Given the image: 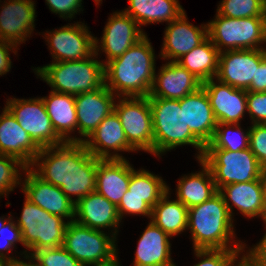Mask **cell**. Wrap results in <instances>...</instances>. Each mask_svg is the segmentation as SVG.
I'll return each mask as SVG.
<instances>
[{"label":"cell","instance_id":"cell-1","mask_svg":"<svg viewBox=\"0 0 266 266\" xmlns=\"http://www.w3.org/2000/svg\"><path fill=\"white\" fill-rule=\"evenodd\" d=\"M100 160L83 142H64L59 146L41 148L30 168L43 181L60 187L69 199L76 202L96 191ZM34 166L38 167L37 170ZM71 195L77 198L73 199Z\"/></svg>","mask_w":266,"mask_h":266},{"label":"cell","instance_id":"cell-2","mask_svg":"<svg viewBox=\"0 0 266 266\" xmlns=\"http://www.w3.org/2000/svg\"><path fill=\"white\" fill-rule=\"evenodd\" d=\"M155 73L154 50L145 35L124 54L105 63V86L116 98L149 96Z\"/></svg>","mask_w":266,"mask_h":266},{"label":"cell","instance_id":"cell-3","mask_svg":"<svg viewBox=\"0 0 266 266\" xmlns=\"http://www.w3.org/2000/svg\"><path fill=\"white\" fill-rule=\"evenodd\" d=\"M232 218L219 192L202 204L188 208L187 229L191 232L193 248L244 250L246 245L241 241L229 245L235 234Z\"/></svg>","mask_w":266,"mask_h":266},{"label":"cell","instance_id":"cell-4","mask_svg":"<svg viewBox=\"0 0 266 266\" xmlns=\"http://www.w3.org/2000/svg\"><path fill=\"white\" fill-rule=\"evenodd\" d=\"M94 53L88 58L75 61L52 62L46 66L37 67L35 74L41 77L52 91L79 95L105 85V61H98ZM95 57V58H93ZM93 58V59H92Z\"/></svg>","mask_w":266,"mask_h":266},{"label":"cell","instance_id":"cell-5","mask_svg":"<svg viewBox=\"0 0 266 266\" xmlns=\"http://www.w3.org/2000/svg\"><path fill=\"white\" fill-rule=\"evenodd\" d=\"M154 135V155L158 156L177 146L192 145L200 160L205 146L191 133L185 123L184 106L180 99L149 98Z\"/></svg>","mask_w":266,"mask_h":266},{"label":"cell","instance_id":"cell-6","mask_svg":"<svg viewBox=\"0 0 266 266\" xmlns=\"http://www.w3.org/2000/svg\"><path fill=\"white\" fill-rule=\"evenodd\" d=\"M116 236L69 221L65 229L64 247L83 266H109L116 262Z\"/></svg>","mask_w":266,"mask_h":266},{"label":"cell","instance_id":"cell-7","mask_svg":"<svg viewBox=\"0 0 266 266\" xmlns=\"http://www.w3.org/2000/svg\"><path fill=\"white\" fill-rule=\"evenodd\" d=\"M207 24L208 37L220 52L264 48L259 45L266 42V17L230 18L216 14Z\"/></svg>","mask_w":266,"mask_h":266},{"label":"cell","instance_id":"cell-8","mask_svg":"<svg viewBox=\"0 0 266 266\" xmlns=\"http://www.w3.org/2000/svg\"><path fill=\"white\" fill-rule=\"evenodd\" d=\"M17 226L21 230L24 247L34 251L63 245L68 221L58 215L50 214L27 198L23 204Z\"/></svg>","mask_w":266,"mask_h":266},{"label":"cell","instance_id":"cell-9","mask_svg":"<svg viewBox=\"0 0 266 266\" xmlns=\"http://www.w3.org/2000/svg\"><path fill=\"white\" fill-rule=\"evenodd\" d=\"M201 160L211 170L217 190L228 184L257 180L263 171L250 148L236 152L205 149Z\"/></svg>","mask_w":266,"mask_h":266},{"label":"cell","instance_id":"cell-10","mask_svg":"<svg viewBox=\"0 0 266 266\" xmlns=\"http://www.w3.org/2000/svg\"><path fill=\"white\" fill-rule=\"evenodd\" d=\"M129 145L154 155L152 114L148 96L123 97L114 105Z\"/></svg>","mask_w":266,"mask_h":266},{"label":"cell","instance_id":"cell-11","mask_svg":"<svg viewBox=\"0 0 266 266\" xmlns=\"http://www.w3.org/2000/svg\"><path fill=\"white\" fill-rule=\"evenodd\" d=\"M6 102L5 107L40 148L59 146L65 142L55 132L42 98H11Z\"/></svg>","mask_w":266,"mask_h":266},{"label":"cell","instance_id":"cell-12","mask_svg":"<svg viewBox=\"0 0 266 266\" xmlns=\"http://www.w3.org/2000/svg\"><path fill=\"white\" fill-rule=\"evenodd\" d=\"M266 49L223 50L215 79L236 89L248 90Z\"/></svg>","mask_w":266,"mask_h":266},{"label":"cell","instance_id":"cell-13","mask_svg":"<svg viewBox=\"0 0 266 266\" xmlns=\"http://www.w3.org/2000/svg\"><path fill=\"white\" fill-rule=\"evenodd\" d=\"M81 22L66 25L53 32L47 31V42L53 57L52 62L75 61L88 58L95 53V37Z\"/></svg>","mask_w":266,"mask_h":266},{"label":"cell","instance_id":"cell-14","mask_svg":"<svg viewBox=\"0 0 266 266\" xmlns=\"http://www.w3.org/2000/svg\"><path fill=\"white\" fill-rule=\"evenodd\" d=\"M103 31L101 45L98 46L100 43H98L97 37L95 38V53L98 54L100 49L103 50L102 52H105L107 58L106 63L124 54L146 35L138 23L123 11L114 12L108 18Z\"/></svg>","mask_w":266,"mask_h":266},{"label":"cell","instance_id":"cell-15","mask_svg":"<svg viewBox=\"0 0 266 266\" xmlns=\"http://www.w3.org/2000/svg\"><path fill=\"white\" fill-rule=\"evenodd\" d=\"M25 179L21 185L25 198L40 208L62 218H75V202L69 199L60 187L39 178L30 167L26 168Z\"/></svg>","mask_w":266,"mask_h":266},{"label":"cell","instance_id":"cell-16","mask_svg":"<svg viewBox=\"0 0 266 266\" xmlns=\"http://www.w3.org/2000/svg\"><path fill=\"white\" fill-rule=\"evenodd\" d=\"M114 94L104 85L75 96L77 130L86 138L92 135L97 126L114 111Z\"/></svg>","mask_w":266,"mask_h":266},{"label":"cell","instance_id":"cell-17","mask_svg":"<svg viewBox=\"0 0 266 266\" xmlns=\"http://www.w3.org/2000/svg\"><path fill=\"white\" fill-rule=\"evenodd\" d=\"M217 82L212 78L202 83L217 123L239 124L247 111V91Z\"/></svg>","mask_w":266,"mask_h":266},{"label":"cell","instance_id":"cell-18","mask_svg":"<svg viewBox=\"0 0 266 266\" xmlns=\"http://www.w3.org/2000/svg\"><path fill=\"white\" fill-rule=\"evenodd\" d=\"M87 150L98 159H125L118 151H135L128 143L116 112H111L83 142ZM114 150L113 155L110 150Z\"/></svg>","mask_w":266,"mask_h":266},{"label":"cell","instance_id":"cell-19","mask_svg":"<svg viewBox=\"0 0 266 266\" xmlns=\"http://www.w3.org/2000/svg\"><path fill=\"white\" fill-rule=\"evenodd\" d=\"M200 28L188 23L186 12H183L166 27L161 57L177 61L192 51L208 37V24L201 25Z\"/></svg>","mask_w":266,"mask_h":266},{"label":"cell","instance_id":"cell-20","mask_svg":"<svg viewBox=\"0 0 266 266\" xmlns=\"http://www.w3.org/2000/svg\"><path fill=\"white\" fill-rule=\"evenodd\" d=\"M40 149L5 107L0 114V154L14 157L28 168Z\"/></svg>","mask_w":266,"mask_h":266},{"label":"cell","instance_id":"cell-21","mask_svg":"<svg viewBox=\"0 0 266 266\" xmlns=\"http://www.w3.org/2000/svg\"><path fill=\"white\" fill-rule=\"evenodd\" d=\"M202 82L176 61L164 64L154 82L148 98L182 99L197 91Z\"/></svg>","mask_w":266,"mask_h":266},{"label":"cell","instance_id":"cell-22","mask_svg":"<svg viewBox=\"0 0 266 266\" xmlns=\"http://www.w3.org/2000/svg\"><path fill=\"white\" fill-rule=\"evenodd\" d=\"M184 106L185 123L191 133L204 145L209 144L215 134L217 121L209 97L203 87L180 99Z\"/></svg>","mask_w":266,"mask_h":266},{"label":"cell","instance_id":"cell-23","mask_svg":"<svg viewBox=\"0 0 266 266\" xmlns=\"http://www.w3.org/2000/svg\"><path fill=\"white\" fill-rule=\"evenodd\" d=\"M5 3L0 12V39L18 46L34 29L35 3L32 0H8Z\"/></svg>","mask_w":266,"mask_h":266},{"label":"cell","instance_id":"cell-24","mask_svg":"<svg viewBox=\"0 0 266 266\" xmlns=\"http://www.w3.org/2000/svg\"><path fill=\"white\" fill-rule=\"evenodd\" d=\"M77 216L74 221L95 230L115 228L111 234L114 236L118 233L117 228L121 222L117 207L97 191L75 202V217Z\"/></svg>","mask_w":266,"mask_h":266},{"label":"cell","instance_id":"cell-25","mask_svg":"<svg viewBox=\"0 0 266 266\" xmlns=\"http://www.w3.org/2000/svg\"><path fill=\"white\" fill-rule=\"evenodd\" d=\"M131 165L126 159H101L96 171V191L116 207L128 190Z\"/></svg>","mask_w":266,"mask_h":266},{"label":"cell","instance_id":"cell-26","mask_svg":"<svg viewBox=\"0 0 266 266\" xmlns=\"http://www.w3.org/2000/svg\"><path fill=\"white\" fill-rule=\"evenodd\" d=\"M169 237L150 220L138 240L133 266H176L170 257Z\"/></svg>","mask_w":266,"mask_h":266},{"label":"cell","instance_id":"cell-27","mask_svg":"<svg viewBox=\"0 0 266 266\" xmlns=\"http://www.w3.org/2000/svg\"><path fill=\"white\" fill-rule=\"evenodd\" d=\"M218 192L223 196L232 217V206L249 218L261 217L264 220L263 191L261 178L244 182L232 183L221 187ZM232 202L230 205L229 203Z\"/></svg>","mask_w":266,"mask_h":266},{"label":"cell","instance_id":"cell-28","mask_svg":"<svg viewBox=\"0 0 266 266\" xmlns=\"http://www.w3.org/2000/svg\"><path fill=\"white\" fill-rule=\"evenodd\" d=\"M42 100L55 132L65 142H82L83 138L70 137L77 129L75 96L51 90L49 97H42Z\"/></svg>","mask_w":266,"mask_h":266},{"label":"cell","instance_id":"cell-29","mask_svg":"<svg viewBox=\"0 0 266 266\" xmlns=\"http://www.w3.org/2000/svg\"><path fill=\"white\" fill-rule=\"evenodd\" d=\"M129 8L123 12L134 19L138 25L166 22L177 19L185 10L178 0H128Z\"/></svg>","mask_w":266,"mask_h":266},{"label":"cell","instance_id":"cell-30","mask_svg":"<svg viewBox=\"0 0 266 266\" xmlns=\"http://www.w3.org/2000/svg\"><path fill=\"white\" fill-rule=\"evenodd\" d=\"M199 162L202 172L183 176L177 184V200L187 208L202 204L218 192L211 170L201 159Z\"/></svg>","mask_w":266,"mask_h":266},{"label":"cell","instance_id":"cell-31","mask_svg":"<svg viewBox=\"0 0 266 266\" xmlns=\"http://www.w3.org/2000/svg\"><path fill=\"white\" fill-rule=\"evenodd\" d=\"M220 51L207 37L192 51L184 54L176 62L186 68L202 83L216 77L219 64Z\"/></svg>","mask_w":266,"mask_h":266},{"label":"cell","instance_id":"cell-32","mask_svg":"<svg viewBox=\"0 0 266 266\" xmlns=\"http://www.w3.org/2000/svg\"><path fill=\"white\" fill-rule=\"evenodd\" d=\"M168 191L152 208L150 220L170 237L188 227V208L179 200H169Z\"/></svg>","mask_w":266,"mask_h":266},{"label":"cell","instance_id":"cell-33","mask_svg":"<svg viewBox=\"0 0 266 266\" xmlns=\"http://www.w3.org/2000/svg\"><path fill=\"white\" fill-rule=\"evenodd\" d=\"M166 182L149 171L134 170L131 166V176L128 190L124 196H136L143 198L152 208L169 191Z\"/></svg>","mask_w":266,"mask_h":266},{"label":"cell","instance_id":"cell-34","mask_svg":"<svg viewBox=\"0 0 266 266\" xmlns=\"http://www.w3.org/2000/svg\"><path fill=\"white\" fill-rule=\"evenodd\" d=\"M232 129H234V132ZM242 130L240 123H217L213 139L205 146V149H226L233 152L248 149L249 128L247 132H243Z\"/></svg>","mask_w":266,"mask_h":266},{"label":"cell","instance_id":"cell-35","mask_svg":"<svg viewBox=\"0 0 266 266\" xmlns=\"http://www.w3.org/2000/svg\"><path fill=\"white\" fill-rule=\"evenodd\" d=\"M29 255L27 253L24 256L26 259L30 258L27 266H83L62 246L29 252Z\"/></svg>","mask_w":266,"mask_h":266},{"label":"cell","instance_id":"cell-36","mask_svg":"<svg viewBox=\"0 0 266 266\" xmlns=\"http://www.w3.org/2000/svg\"><path fill=\"white\" fill-rule=\"evenodd\" d=\"M217 14L230 18L266 17L263 0H222Z\"/></svg>","mask_w":266,"mask_h":266},{"label":"cell","instance_id":"cell-37","mask_svg":"<svg viewBox=\"0 0 266 266\" xmlns=\"http://www.w3.org/2000/svg\"><path fill=\"white\" fill-rule=\"evenodd\" d=\"M18 167L20 170L26 169L18 159L0 154V196H7L16 185H21Z\"/></svg>","mask_w":266,"mask_h":266},{"label":"cell","instance_id":"cell-38","mask_svg":"<svg viewBox=\"0 0 266 266\" xmlns=\"http://www.w3.org/2000/svg\"><path fill=\"white\" fill-rule=\"evenodd\" d=\"M243 251L245 252V250L194 249L196 256L202 258L194 266H236L235 261Z\"/></svg>","mask_w":266,"mask_h":266},{"label":"cell","instance_id":"cell-39","mask_svg":"<svg viewBox=\"0 0 266 266\" xmlns=\"http://www.w3.org/2000/svg\"><path fill=\"white\" fill-rule=\"evenodd\" d=\"M0 258H4L12 262L15 266L25 265L27 262L21 261L20 259H16L14 257H8L4 254L3 251L11 252L12 247L16 242H20L24 245L22 240V233L16 223H14L13 219L10 218L5 226L0 229Z\"/></svg>","mask_w":266,"mask_h":266},{"label":"cell","instance_id":"cell-40","mask_svg":"<svg viewBox=\"0 0 266 266\" xmlns=\"http://www.w3.org/2000/svg\"><path fill=\"white\" fill-rule=\"evenodd\" d=\"M249 148L259 164L266 168V124H253L250 127Z\"/></svg>","mask_w":266,"mask_h":266},{"label":"cell","instance_id":"cell-41","mask_svg":"<svg viewBox=\"0 0 266 266\" xmlns=\"http://www.w3.org/2000/svg\"><path fill=\"white\" fill-rule=\"evenodd\" d=\"M247 111L252 124H266V92L247 91Z\"/></svg>","mask_w":266,"mask_h":266},{"label":"cell","instance_id":"cell-42","mask_svg":"<svg viewBox=\"0 0 266 266\" xmlns=\"http://www.w3.org/2000/svg\"><path fill=\"white\" fill-rule=\"evenodd\" d=\"M117 211L120 220H122L124 214H140L151 218L152 207L143 201V198L141 197L123 196L117 206Z\"/></svg>","mask_w":266,"mask_h":266},{"label":"cell","instance_id":"cell-43","mask_svg":"<svg viewBox=\"0 0 266 266\" xmlns=\"http://www.w3.org/2000/svg\"><path fill=\"white\" fill-rule=\"evenodd\" d=\"M50 11L59 14L61 18H72L81 11L82 0H45Z\"/></svg>","mask_w":266,"mask_h":266},{"label":"cell","instance_id":"cell-44","mask_svg":"<svg viewBox=\"0 0 266 266\" xmlns=\"http://www.w3.org/2000/svg\"><path fill=\"white\" fill-rule=\"evenodd\" d=\"M17 45L7 40L0 39V75L7 74L11 69L9 50L13 51Z\"/></svg>","mask_w":266,"mask_h":266},{"label":"cell","instance_id":"cell-45","mask_svg":"<svg viewBox=\"0 0 266 266\" xmlns=\"http://www.w3.org/2000/svg\"><path fill=\"white\" fill-rule=\"evenodd\" d=\"M247 91L266 92V55L261 59L258 68H256L255 80H252Z\"/></svg>","mask_w":266,"mask_h":266},{"label":"cell","instance_id":"cell-46","mask_svg":"<svg viewBox=\"0 0 266 266\" xmlns=\"http://www.w3.org/2000/svg\"><path fill=\"white\" fill-rule=\"evenodd\" d=\"M248 252V253H247ZM242 256L241 261L246 266H266V258L256 256L251 250Z\"/></svg>","mask_w":266,"mask_h":266},{"label":"cell","instance_id":"cell-47","mask_svg":"<svg viewBox=\"0 0 266 266\" xmlns=\"http://www.w3.org/2000/svg\"><path fill=\"white\" fill-rule=\"evenodd\" d=\"M266 224V219L264 220ZM266 226V225H265ZM250 250L258 257L266 258V233L261 241L256 246H253Z\"/></svg>","mask_w":266,"mask_h":266},{"label":"cell","instance_id":"cell-48","mask_svg":"<svg viewBox=\"0 0 266 266\" xmlns=\"http://www.w3.org/2000/svg\"><path fill=\"white\" fill-rule=\"evenodd\" d=\"M261 183L263 191L264 220L266 219V168H263L261 174Z\"/></svg>","mask_w":266,"mask_h":266},{"label":"cell","instance_id":"cell-49","mask_svg":"<svg viewBox=\"0 0 266 266\" xmlns=\"http://www.w3.org/2000/svg\"><path fill=\"white\" fill-rule=\"evenodd\" d=\"M0 266H15V265L7 259L0 258Z\"/></svg>","mask_w":266,"mask_h":266},{"label":"cell","instance_id":"cell-50","mask_svg":"<svg viewBox=\"0 0 266 266\" xmlns=\"http://www.w3.org/2000/svg\"><path fill=\"white\" fill-rule=\"evenodd\" d=\"M5 217H0V229H2L3 226H5L6 222L11 218V216L8 217V219H4Z\"/></svg>","mask_w":266,"mask_h":266},{"label":"cell","instance_id":"cell-51","mask_svg":"<svg viewBox=\"0 0 266 266\" xmlns=\"http://www.w3.org/2000/svg\"><path fill=\"white\" fill-rule=\"evenodd\" d=\"M236 266H246L241 260L236 264Z\"/></svg>","mask_w":266,"mask_h":266},{"label":"cell","instance_id":"cell-52","mask_svg":"<svg viewBox=\"0 0 266 266\" xmlns=\"http://www.w3.org/2000/svg\"><path fill=\"white\" fill-rule=\"evenodd\" d=\"M109 266H120V264H119V262H116V263L109 265Z\"/></svg>","mask_w":266,"mask_h":266},{"label":"cell","instance_id":"cell-53","mask_svg":"<svg viewBox=\"0 0 266 266\" xmlns=\"http://www.w3.org/2000/svg\"><path fill=\"white\" fill-rule=\"evenodd\" d=\"M96 2V4L100 5L99 3H101L100 1L102 0H94Z\"/></svg>","mask_w":266,"mask_h":266},{"label":"cell","instance_id":"cell-54","mask_svg":"<svg viewBox=\"0 0 266 266\" xmlns=\"http://www.w3.org/2000/svg\"><path fill=\"white\" fill-rule=\"evenodd\" d=\"M263 4H264L265 9H266V0H263Z\"/></svg>","mask_w":266,"mask_h":266}]
</instances>
